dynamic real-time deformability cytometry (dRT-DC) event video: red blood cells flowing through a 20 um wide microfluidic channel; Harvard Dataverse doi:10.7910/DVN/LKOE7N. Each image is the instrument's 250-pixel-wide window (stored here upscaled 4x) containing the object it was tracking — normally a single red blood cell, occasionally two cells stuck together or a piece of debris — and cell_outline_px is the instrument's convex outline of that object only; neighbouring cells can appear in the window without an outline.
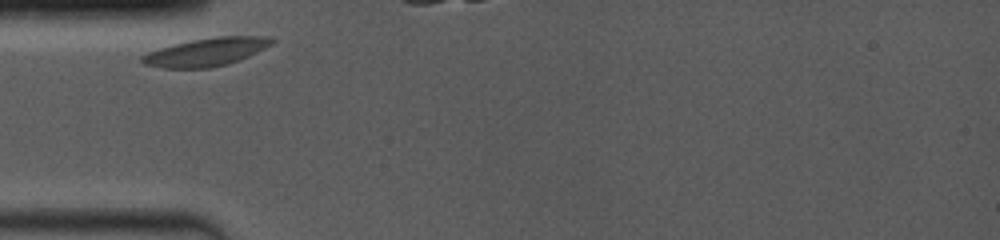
{"species": "common noctule bat (a hibernating species)", "species_latin": "Nyctalus noctula", "temperature_condition": "room temperature", "stored_images_in_passage": 26, "camera_frame_rate_fps": 4000, "um_per_image_px": 0.085, "animal": {"sex": "female", "body_mass_g": 19.0, "forearm_length_mm": 53.3}, "frame": {"image": 1, "passage_image": 1, "time_ms": 0.0, "image_size_px": [1000, 240], "cell_outline_px": [[276, 40], [272, 44], [240, 60], [228, 64], [208, 68], [164, 68], [144, 64], [140, 60], [140, 56], [148, 52], [172, 44], [192, 40], [216, 36], [264, 36]], "centroid_in_image_um": [17.51, 4.42], "position_along_channel_um": 67.5, "area_um2": 21.21}}
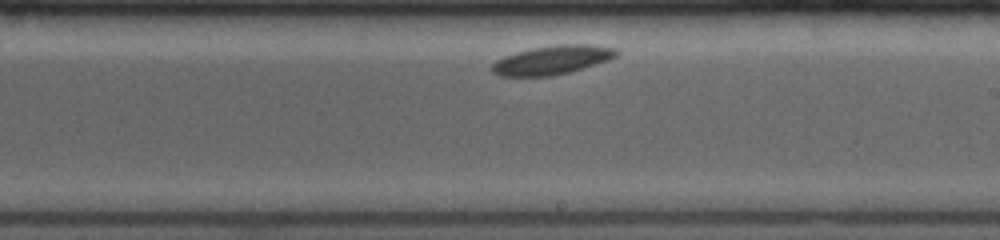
{"frame": {"image": 2, "passage_image": 14, "time_ms": 5.0, "image_size_px": [1000, 240], "cell_outline_px": [[620, 52], [616, 56], [608, 60], [568, 72], [552, 76], [496, 76], [492, 72], [492, 64], [496, 60], [504, 56], [516, 52], [532, 48], [556, 44], [588, 44], [616, 48]], "centroid_in_image_um": [46.92, 5.09], "position_along_channel_um": 242.1, "area_um2": 20.92}}
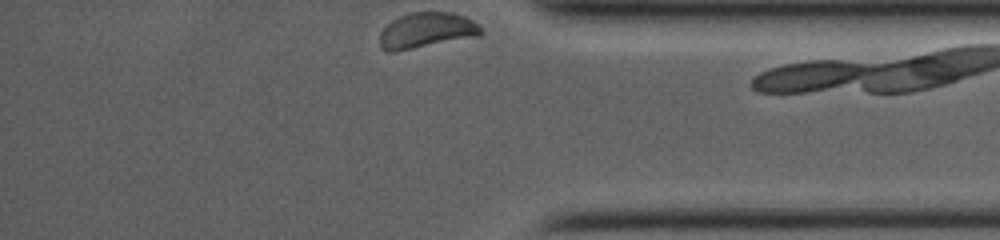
{"frame": {"image": 3, "passage_image": 26, "time_ms": 9.5, "image_size_px": [1000, 240], "cell_outline_px": [[484, 32], [480, 36], [396, 52], [388, 52], [380, 48], [380, 32], [392, 20], [400, 16], [412, 12], [452, 12], [464, 16], [472, 20]], "centroid_in_image_um": [36.25, 2.6], "position_along_channel_um": 399.0, "area_um2": 21.1}}